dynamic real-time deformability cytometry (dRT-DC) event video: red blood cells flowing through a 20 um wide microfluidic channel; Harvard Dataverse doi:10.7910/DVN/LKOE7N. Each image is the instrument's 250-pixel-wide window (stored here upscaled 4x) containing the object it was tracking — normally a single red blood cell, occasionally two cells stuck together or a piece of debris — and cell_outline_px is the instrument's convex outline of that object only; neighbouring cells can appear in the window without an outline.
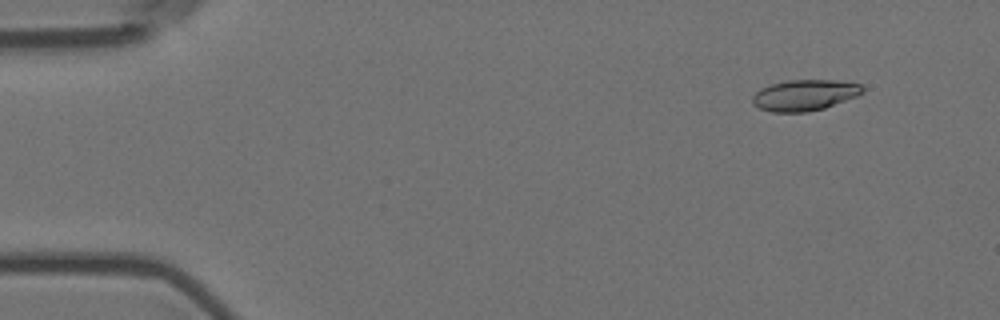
{"species": "Egyptian fruit bat (a non-hibernating species)", "species_latin": "Rousettus aegyptiacus", "temperature_condition": "room temperature", "stored_images_in_passage": 5, "camera_frame_rate_fps": 3000, "um_per_image_px": 0.085, "animal": {"sex": "female"}, "frame": {"image": 1, "passage_image": 2, "time_ms": 0.333, "image_size_px": [1000, 320], "cell_outline_px": [[864, 92], [856, 96], [824, 108], [808, 112], [772, 112], [760, 108], [752, 104], [752, 96], [760, 88], [772, 84], [788, 80], [836, 80], [860, 84], [864, 88]], "centroid_in_image_um": [68.37, 8.08], "position_along_channel_um": 16.6, "area_um2": 19.83}}
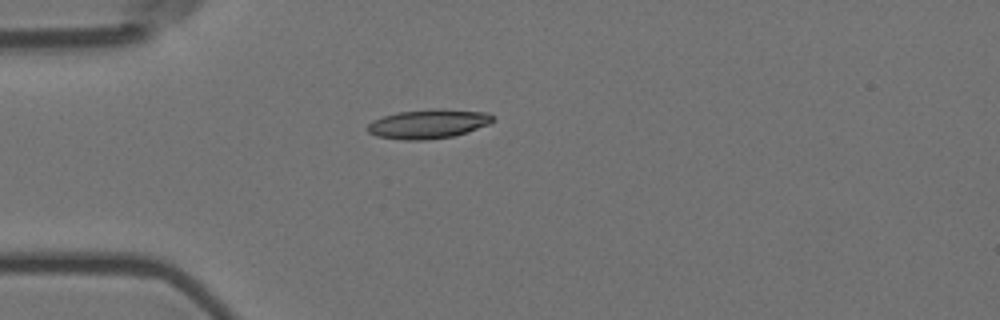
{"frame": {"image": 2, "passage_image": 5, "time_ms": 1.333, "image_size_px": [1000, 320], "cell_outline_px": [[496, 120], [488, 124], [468, 132], [452, 136], [424, 140], [404, 140], [376, 136], [368, 132], [364, 128], [372, 120], [396, 112], [436, 108], [440, 108], [488, 112], [496, 116]], "centroid_in_image_um": [36.42, 10.52], "position_along_channel_um": 48.6, "area_um2": 21.68}}